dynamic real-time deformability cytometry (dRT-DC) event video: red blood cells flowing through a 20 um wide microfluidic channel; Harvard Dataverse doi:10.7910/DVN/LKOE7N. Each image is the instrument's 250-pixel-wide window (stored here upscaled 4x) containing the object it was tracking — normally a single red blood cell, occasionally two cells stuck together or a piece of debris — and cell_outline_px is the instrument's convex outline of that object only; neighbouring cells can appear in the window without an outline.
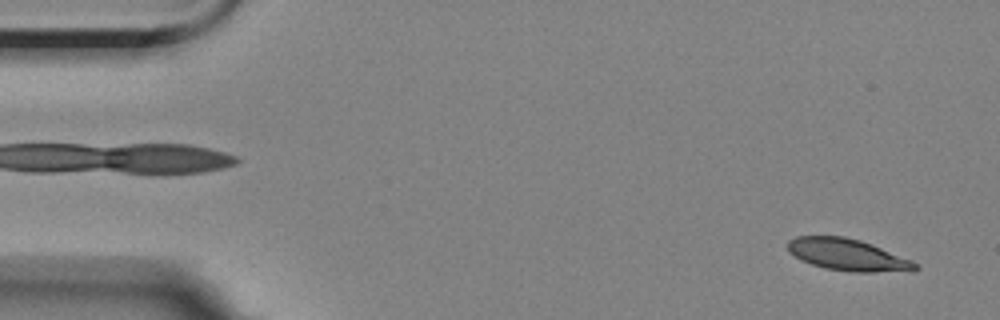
{"species": "Egyptian fruit bat (a non-hibernating species)", "species_latin": "Rousettus aegyptiacus", "temperature_condition": "room temperature", "stored_images_in_passage": 2, "camera_frame_rate_fps": 3000, "um_per_image_px": 0.085, "animal": {"sex": "female"}, "frame": {"image": 1, "passage_image": 2, "time_ms": 1.333, "image_size_px": [1000, 320], "cell_outline_px": [[920, 268], [872, 272], [852, 272], [824, 268], [800, 260], [788, 252], [788, 240], [796, 236], [844, 236], [860, 240], [872, 244], [912, 260], [920, 264]], "centroid_in_image_um": [71.99, 21.64], "position_along_channel_um": 13.0, "area_um2": 23.47}}